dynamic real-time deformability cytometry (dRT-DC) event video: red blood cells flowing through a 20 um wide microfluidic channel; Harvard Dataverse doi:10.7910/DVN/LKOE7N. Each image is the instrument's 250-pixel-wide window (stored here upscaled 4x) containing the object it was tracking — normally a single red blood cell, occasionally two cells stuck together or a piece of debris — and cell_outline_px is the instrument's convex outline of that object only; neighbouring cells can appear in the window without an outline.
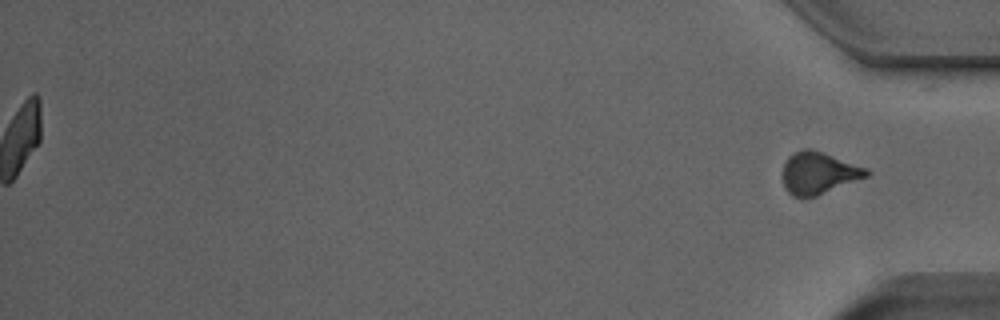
{"species": "Egyptian fruit bat (a non-hibernating species)", "species_latin": "Rousettus aegyptiacus", "temperature_condition": "room temperature", "stored_images_in_passage": 44, "segment_of_instrument_passage": [2, 2], "camera_frame_rate_fps": 3000, "um_per_image_px": 0.085, "animal": {"sex": "male"}, "frame": {"image": 1, "passage_image": 44, "time_ms": 14.333, "image_size_px": [1000, 320], "cell_outline_px": [[872, 172], [868, 176], [816, 196], [792, 196], [784, 188], [780, 176], [784, 160], [788, 156], [804, 148], [812, 148], [868, 168]], "centroid_in_image_um": [69.54, 14.69], "position_along_channel_um": 365.7, "area_um2": 20.87}}